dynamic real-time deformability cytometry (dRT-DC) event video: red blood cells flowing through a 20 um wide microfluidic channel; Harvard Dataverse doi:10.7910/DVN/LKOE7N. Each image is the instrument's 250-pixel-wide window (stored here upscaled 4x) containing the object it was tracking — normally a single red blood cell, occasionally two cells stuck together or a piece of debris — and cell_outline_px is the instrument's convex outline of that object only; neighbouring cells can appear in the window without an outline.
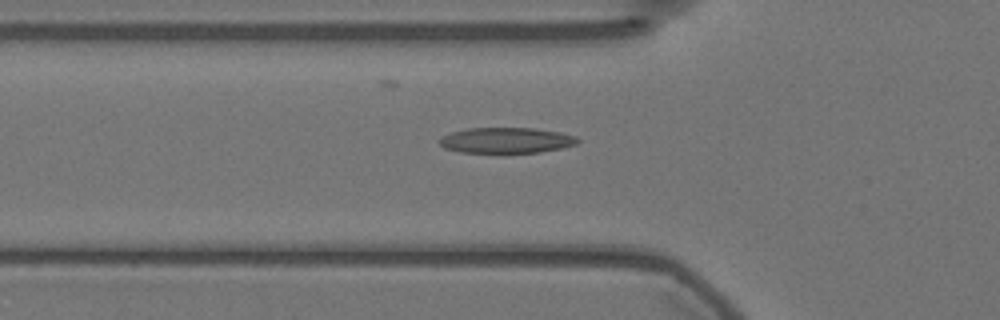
{"species": "Egyptian fruit bat (a non-hibernating species)", "species_latin": "Rousettus aegyptiacus", "temperature_condition": "warm", "stored_images_in_passage": 36, "camera_frame_rate_fps": 3000, "um_per_image_px": 0.085, "animal": {"sex": "female"}, "frame": {"image": 1, "passage_image": 2, "time_ms": 0.333, "image_size_px": [1000, 320], "cell_outline_px": [[580, 140], [576, 144], [560, 148], [536, 152], [460, 152], [444, 148], [440, 144], [440, 136], [452, 132], [468, 128], [532, 128], [560, 132], [576, 136]], "centroid_in_image_um": [43.01, 11.92], "position_along_channel_um": 82.8, "area_um2": 20.4}}
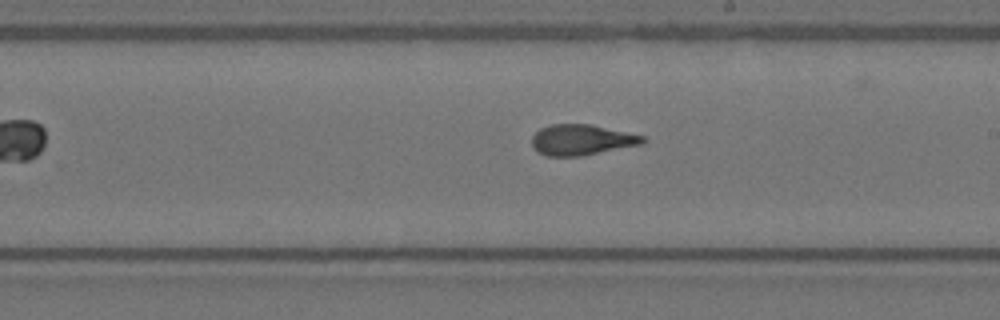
{"frame": {"image": 2, "passage_image": 15, "time_ms": 4.667, "image_size_px": [1000, 320], "cell_outline_px": [[648, 140], [640, 144], [580, 156], [548, 156], [532, 148], [532, 136], [540, 128], [552, 124], [588, 124], [644, 136]], "centroid_in_image_um": [49.4, 11.88], "position_along_channel_um": 239.6, "area_um2": 19.48}}
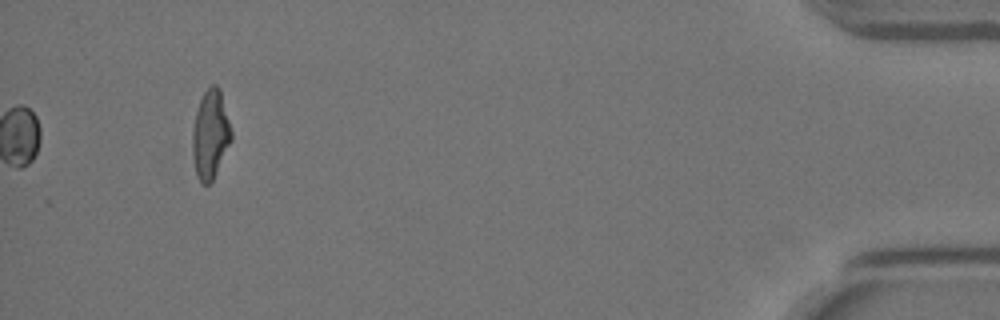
{"frame": {"image": 3, "passage_image": 36, "time_ms": 11.667, "image_size_px": [1000, 320], "cell_outline_px": [[232, 140], [212, 180], [208, 184], [200, 184], [196, 172], [192, 152], [192, 128], [196, 112], [200, 100], [204, 92], [212, 84], [216, 84], [220, 88], [232, 132]], "centroid_in_image_um": [17.88, 11.41], "position_along_channel_um": 417.3, "area_um2": 20.0}}